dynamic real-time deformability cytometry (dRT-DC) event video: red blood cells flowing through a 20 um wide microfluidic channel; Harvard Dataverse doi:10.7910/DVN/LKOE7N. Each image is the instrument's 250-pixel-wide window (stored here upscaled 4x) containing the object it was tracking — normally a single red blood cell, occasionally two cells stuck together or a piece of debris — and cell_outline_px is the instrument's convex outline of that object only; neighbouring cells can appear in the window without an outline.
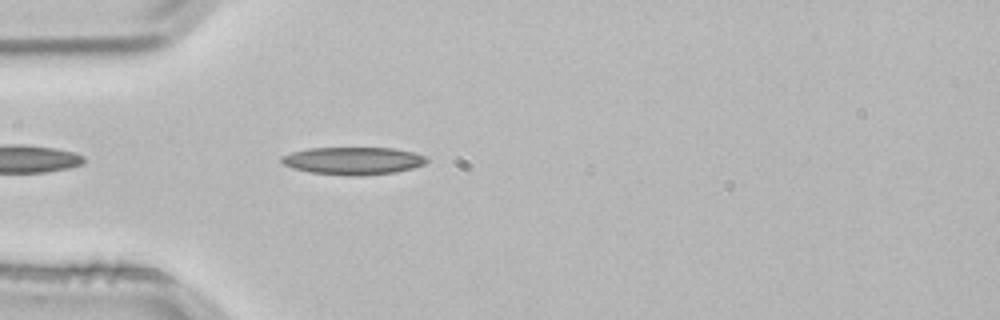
{"species": "common noctule bat (a hibernating species)", "species_latin": "Nyctalus noctula", "temperature_condition": "room temperature", "stored_images_in_passage": 1, "camera_frame_rate_fps": 3000, "um_per_image_px": 0.085, "animal": {"sex": "male", "body_mass_g": 21.5, "forearm_length_mm": 52.0}, "frame": {"image": 1, "passage_image": 1, "time_ms": 0.0, "image_size_px": [1000, 320], "cell_outline_px": [[428, 160], [424, 164], [412, 168], [396, 172], [360, 176], [352, 176], [312, 172], [292, 168], [284, 164], [280, 160], [280, 156], [292, 152], [308, 148], [392, 148], [412, 152], [424, 156]], "centroid_in_image_um": [29.99, 13.66], "position_along_channel_um": 55.0, "area_um2": 23.18}}